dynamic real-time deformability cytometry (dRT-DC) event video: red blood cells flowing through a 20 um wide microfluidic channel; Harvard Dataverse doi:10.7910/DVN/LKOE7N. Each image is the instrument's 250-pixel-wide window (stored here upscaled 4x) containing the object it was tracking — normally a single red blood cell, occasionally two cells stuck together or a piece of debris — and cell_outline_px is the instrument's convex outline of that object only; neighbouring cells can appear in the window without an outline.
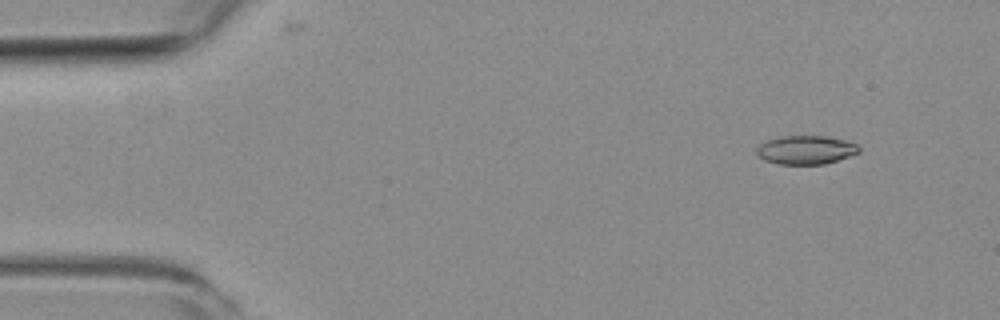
{"species": "common noctule bat (a hibernating species)", "species_latin": "Nyctalus noctula", "temperature_condition": "room temperature", "stored_images_in_passage": 47, "camera_frame_rate_fps": 3000, "um_per_image_px": 0.085, "animal": {"sex": "female", "body_mass_g": 19.3, "forearm_length_mm": 54.1}, "frame": {"image": 1, "passage_image": 1, "time_ms": 0.0, "image_size_px": [1000, 320], "cell_outline_px": [[860, 152], [824, 164], [776, 164], [764, 160], [756, 152], [756, 148], [764, 140], [780, 136], [824, 136], [844, 140], [856, 144], [860, 148]], "centroid_in_image_um": [68.45, 12.74], "position_along_channel_um": 16.6, "area_um2": 17.05}}
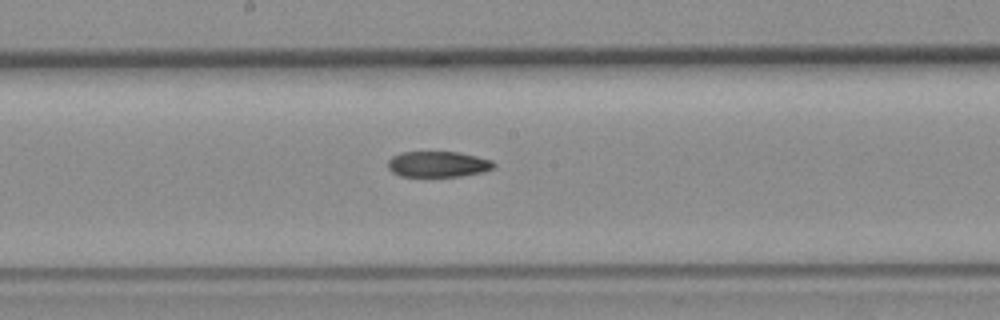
{"frame": {"image": 2, "passage_image": 24, "time_ms": 7.667, "image_size_px": [1000, 320], "cell_outline_px": [[496, 164], [492, 168], [484, 172], [460, 176], [400, 176], [392, 172], [388, 168], [388, 160], [392, 156], [400, 152], [460, 152], [492, 160]], "centroid_in_image_um": [37.22, 13.95], "position_along_channel_um": 211.0, "area_um2": 15.95}}
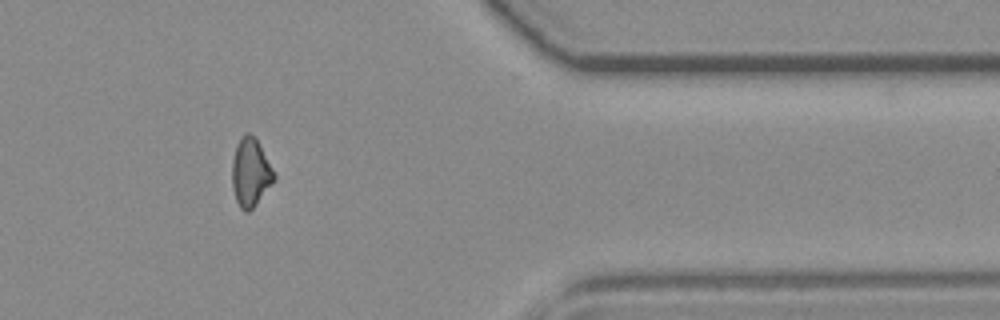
{"frame": {"image": 3, "passage_image": 40, "time_ms": 13.0, "image_size_px": [1000, 320], "cell_outline_px": [[276, 176], [256, 204], [248, 212], [244, 212], [240, 208], [236, 200], [232, 188], [232, 160], [236, 144], [248, 132], [256, 140], [272, 168]], "centroid_in_image_um": [21.26, 14.7], "position_along_channel_um": 390.1, "area_um2": 16.18}}